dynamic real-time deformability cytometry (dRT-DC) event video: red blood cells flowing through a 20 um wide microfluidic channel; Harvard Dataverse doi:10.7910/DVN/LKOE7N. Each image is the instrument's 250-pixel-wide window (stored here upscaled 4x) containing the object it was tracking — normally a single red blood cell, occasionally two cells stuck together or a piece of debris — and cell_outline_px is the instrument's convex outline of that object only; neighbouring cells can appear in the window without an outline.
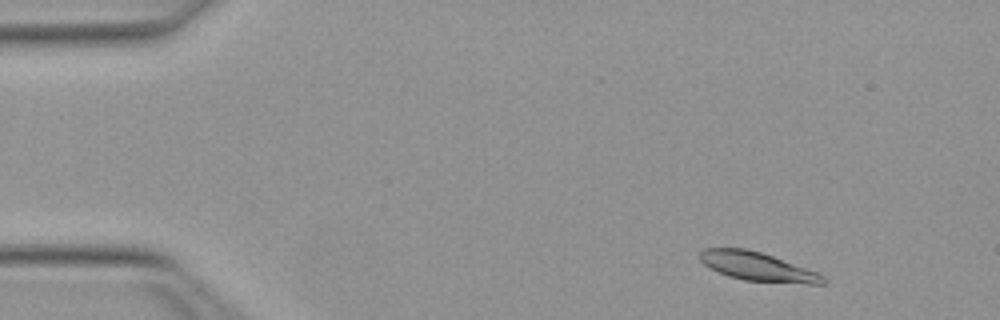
{"species": "Egyptian fruit bat (a non-hibernating species)", "species_latin": "Rousettus aegyptiacus", "temperature_condition": "warm", "stored_images_in_passage": 49, "camera_frame_rate_fps": 3000, "um_per_image_px": 0.085, "animal": {"sex": "female"}, "frame": {"image": 1, "passage_image": 4, "time_ms": 1.0, "image_size_px": [1000, 320], "cell_outline_px": [[828, 280], [824, 284], [808, 284], [744, 280], [728, 276], [704, 264], [696, 256], [704, 248], [748, 248], [772, 256], [816, 272], [824, 276]], "centroid_in_image_um": [64.37, 22.66], "position_along_channel_um": 20.6, "area_um2": 20.46}}
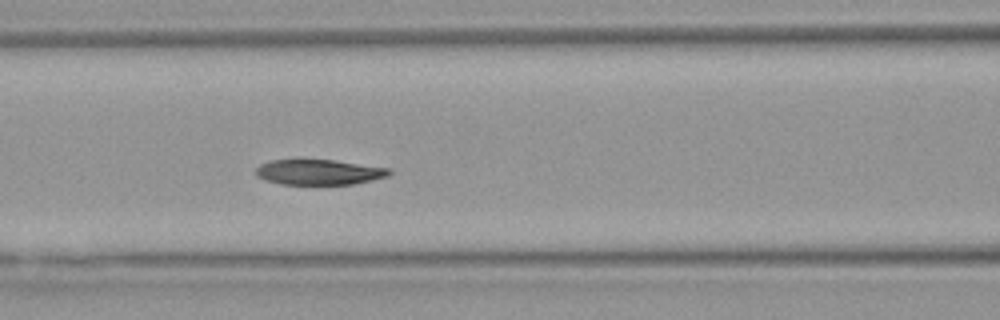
{"frame": {"image": 2, "passage_image": 20, "time_ms": 6.333, "image_size_px": [1000, 320], "cell_outline_px": [[392, 172], [388, 176], [372, 180], [352, 184], [280, 184], [264, 180], [256, 176], [256, 168], [260, 164], [268, 160], [296, 156], [300, 156], [336, 160], [392, 168]], "centroid_in_image_um": [27.05, 14.57], "position_along_channel_um": 139.6, "area_um2": 20.87}}
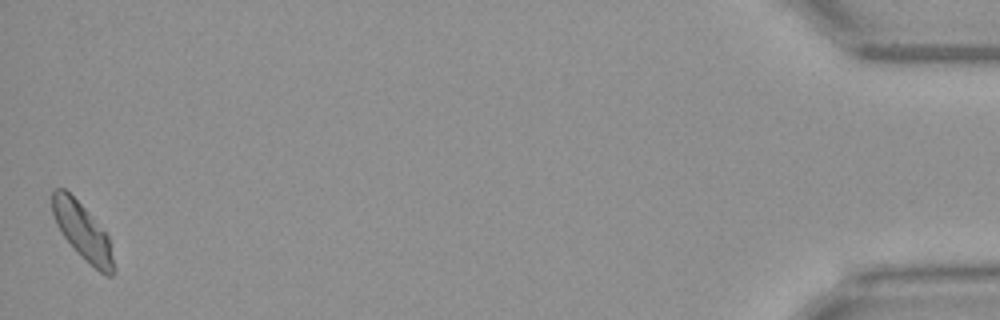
{"frame": {"image": 3, "passage_image": 49, "time_ms": 16.0, "image_size_px": [1000, 320], "cell_outline_px": [[116, 268], [112, 276], [104, 276], [60, 232], [56, 224], [52, 212], [52, 188], [64, 188], [84, 208], [108, 236]], "centroid_in_image_um": [7.02, 19.66], "position_along_channel_um": 428.2, "area_um2": 19.48}, "authors_computed_cell_mechanics": {"area_um2": 21.0392, "velocity_mm_per_s": 3.9584, "shape_relaxation_time_tau1_ms": 4.1127, "shape_relaxation_time_tau2_ms": 4.7297, "deformation_change_tau1": 0.1504, "deformation_change_tau2": 0.0945}}